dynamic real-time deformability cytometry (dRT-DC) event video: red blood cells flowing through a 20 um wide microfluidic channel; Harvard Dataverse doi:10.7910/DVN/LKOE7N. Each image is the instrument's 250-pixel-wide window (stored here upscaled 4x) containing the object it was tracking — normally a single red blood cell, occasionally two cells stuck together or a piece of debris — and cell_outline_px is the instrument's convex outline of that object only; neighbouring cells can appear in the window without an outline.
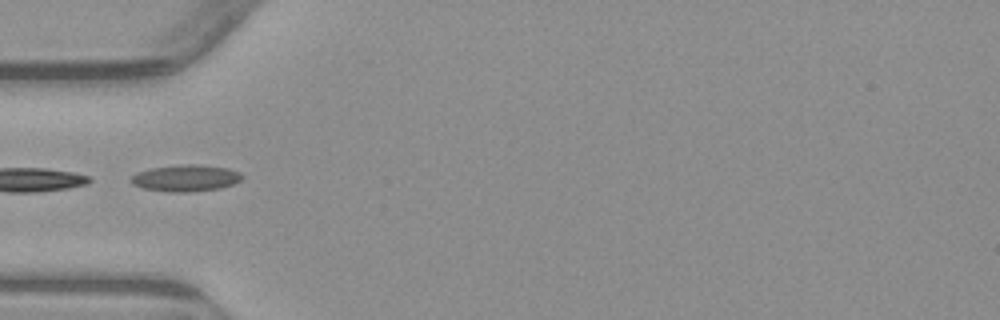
{"species": "common noctule bat (a hibernating species)", "species_latin": "Nyctalus noctula", "temperature_condition": "warm", "stored_images_in_passage": 6, "camera_frame_rate_fps": 3000, "um_per_image_px": 0.085, "animal": {"sex": "male", "body_mass_g": 23.1, "forearm_length_mm": 52.7}, "frame": {"image": 1, "passage_image": 5, "time_ms": 4.667, "image_size_px": [1000, 320], "cell_outline_px": [[244, 176], [240, 180], [232, 184], [220, 188], [188, 192], [164, 192], [144, 188], [132, 184], [128, 180], [136, 172], [152, 168], [180, 164], [200, 164], [228, 168], [240, 172]], "centroid_in_image_um": [15.77, 15.13], "position_along_channel_um": 69.2, "area_um2": 17.4}}
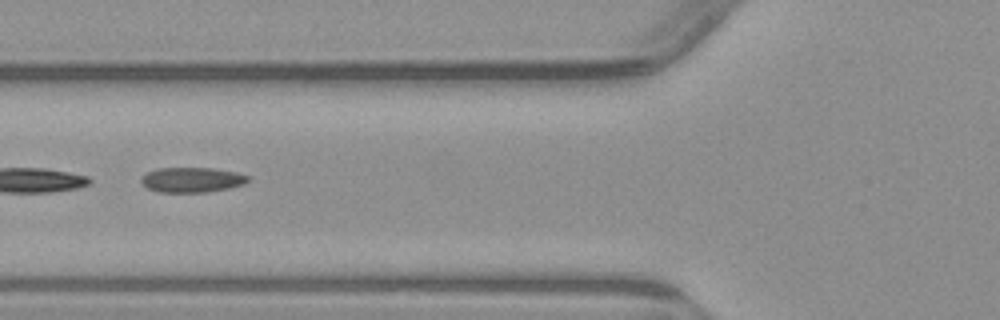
{"frame": {"image": 2, "passage_image": 6, "time_ms": 5.667, "image_size_px": [1000, 320], "cell_outline_px": [[252, 180], [244, 184], [228, 188], [208, 192], [160, 192], [148, 188], [140, 180], [148, 172], [156, 168], [216, 168], [236, 172], [252, 176]], "centroid_in_image_um": [16.4, 15.27], "position_along_channel_um": 109.4, "area_um2": 15.66}}